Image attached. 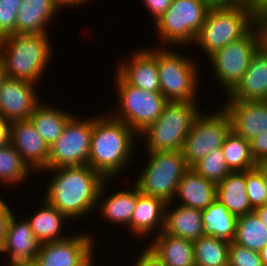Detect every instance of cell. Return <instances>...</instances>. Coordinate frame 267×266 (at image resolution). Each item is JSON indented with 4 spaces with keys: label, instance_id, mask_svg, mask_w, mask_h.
Here are the masks:
<instances>
[{
    "label": "cell",
    "instance_id": "1f68e13d",
    "mask_svg": "<svg viewBox=\"0 0 267 266\" xmlns=\"http://www.w3.org/2000/svg\"><path fill=\"white\" fill-rule=\"evenodd\" d=\"M230 243L227 240L206 235L193 241L195 266H228Z\"/></svg>",
    "mask_w": 267,
    "mask_h": 266
},
{
    "label": "cell",
    "instance_id": "681fc988",
    "mask_svg": "<svg viewBox=\"0 0 267 266\" xmlns=\"http://www.w3.org/2000/svg\"><path fill=\"white\" fill-rule=\"evenodd\" d=\"M263 266H267V246L260 251Z\"/></svg>",
    "mask_w": 267,
    "mask_h": 266
},
{
    "label": "cell",
    "instance_id": "8fae6325",
    "mask_svg": "<svg viewBox=\"0 0 267 266\" xmlns=\"http://www.w3.org/2000/svg\"><path fill=\"white\" fill-rule=\"evenodd\" d=\"M213 111L204 115L205 110H202L195 117L186 136L181 152L189 167L214 149L222 147L232 131L231 120L224 108L219 106L216 112Z\"/></svg>",
    "mask_w": 267,
    "mask_h": 266
},
{
    "label": "cell",
    "instance_id": "7bdbcfd3",
    "mask_svg": "<svg viewBox=\"0 0 267 266\" xmlns=\"http://www.w3.org/2000/svg\"><path fill=\"white\" fill-rule=\"evenodd\" d=\"M10 125L9 121L0 117V147L10 143Z\"/></svg>",
    "mask_w": 267,
    "mask_h": 266
},
{
    "label": "cell",
    "instance_id": "4fadbf2b",
    "mask_svg": "<svg viewBox=\"0 0 267 266\" xmlns=\"http://www.w3.org/2000/svg\"><path fill=\"white\" fill-rule=\"evenodd\" d=\"M94 236L86 231L69 235L63 240L40 244L34 258L37 266H81L93 253Z\"/></svg>",
    "mask_w": 267,
    "mask_h": 266
},
{
    "label": "cell",
    "instance_id": "d6a6232c",
    "mask_svg": "<svg viewBox=\"0 0 267 266\" xmlns=\"http://www.w3.org/2000/svg\"><path fill=\"white\" fill-rule=\"evenodd\" d=\"M221 149L231 172H243L257 167V163L251 156L250 141L236 135L233 131L226 137Z\"/></svg>",
    "mask_w": 267,
    "mask_h": 266
},
{
    "label": "cell",
    "instance_id": "ba28073f",
    "mask_svg": "<svg viewBox=\"0 0 267 266\" xmlns=\"http://www.w3.org/2000/svg\"><path fill=\"white\" fill-rule=\"evenodd\" d=\"M211 7L205 0H173L166 12L153 23L161 40L159 45L177 48L193 45Z\"/></svg>",
    "mask_w": 267,
    "mask_h": 266
},
{
    "label": "cell",
    "instance_id": "d590c367",
    "mask_svg": "<svg viewBox=\"0 0 267 266\" xmlns=\"http://www.w3.org/2000/svg\"><path fill=\"white\" fill-rule=\"evenodd\" d=\"M21 2L22 0H0V39L16 33Z\"/></svg>",
    "mask_w": 267,
    "mask_h": 266
},
{
    "label": "cell",
    "instance_id": "f907efd6",
    "mask_svg": "<svg viewBox=\"0 0 267 266\" xmlns=\"http://www.w3.org/2000/svg\"><path fill=\"white\" fill-rule=\"evenodd\" d=\"M5 78H6V74L4 71V66H3L2 60L0 59V88Z\"/></svg>",
    "mask_w": 267,
    "mask_h": 266
},
{
    "label": "cell",
    "instance_id": "52a82bcc",
    "mask_svg": "<svg viewBox=\"0 0 267 266\" xmlns=\"http://www.w3.org/2000/svg\"><path fill=\"white\" fill-rule=\"evenodd\" d=\"M168 47H157L160 92L168 102H196L200 87V69H197L199 63H195L194 57L180 54L171 46Z\"/></svg>",
    "mask_w": 267,
    "mask_h": 266
},
{
    "label": "cell",
    "instance_id": "277c9868",
    "mask_svg": "<svg viewBox=\"0 0 267 266\" xmlns=\"http://www.w3.org/2000/svg\"><path fill=\"white\" fill-rule=\"evenodd\" d=\"M256 14L242 3L234 6H212L193 44L210 57L230 42L244 37L255 26Z\"/></svg>",
    "mask_w": 267,
    "mask_h": 266
},
{
    "label": "cell",
    "instance_id": "9a60e30c",
    "mask_svg": "<svg viewBox=\"0 0 267 266\" xmlns=\"http://www.w3.org/2000/svg\"><path fill=\"white\" fill-rule=\"evenodd\" d=\"M127 61L118 62L120 64L115 69L116 73L127 84L146 91L160 92L157 46L156 48L140 47L138 51L130 53Z\"/></svg>",
    "mask_w": 267,
    "mask_h": 266
},
{
    "label": "cell",
    "instance_id": "30bf717a",
    "mask_svg": "<svg viewBox=\"0 0 267 266\" xmlns=\"http://www.w3.org/2000/svg\"><path fill=\"white\" fill-rule=\"evenodd\" d=\"M259 48V32L254 26L244 37L230 42L209 57L214 79L223 88L224 96H228L240 83Z\"/></svg>",
    "mask_w": 267,
    "mask_h": 266
},
{
    "label": "cell",
    "instance_id": "d6986e66",
    "mask_svg": "<svg viewBox=\"0 0 267 266\" xmlns=\"http://www.w3.org/2000/svg\"><path fill=\"white\" fill-rule=\"evenodd\" d=\"M166 203L159 198L147 196L140 193L137 187V202L133 212L129 233L138 238H148L158 235L165 225ZM153 231V232H152Z\"/></svg>",
    "mask_w": 267,
    "mask_h": 266
},
{
    "label": "cell",
    "instance_id": "ac0fdd59",
    "mask_svg": "<svg viewBox=\"0 0 267 266\" xmlns=\"http://www.w3.org/2000/svg\"><path fill=\"white\" fill-rule=\"evenodd\" d=\"M40 248L28 220L17 219L14 212L9 217L0 253L7 254L8 261H34Z\"/></svg>",
    "mask_w": 267,
    "mask_h": 266
},
{
    "label": "cell",
    "instance_id": "7402d4cb",
    "mask_svg": "<svg viewBox=\"0 0 267 266\" xmlns=\"http://www.w3.org/2000/svg\"><path fill=\"white\" fill-rule=\"evenodd\" d=\"M267 97V52L261 47L251 59L240 83L225 101H264Z\"/></svg>",
    "mask_w": 267,
    "mask_h": 266
},
{
    "label": "cell",
    "instance_id": "b9f144b4",
    "mask_svg": "<svg viewBox=\"0 0 267 266\" xmlns=\"http://www.w3.org/2000/svg\"><path fill=\"white\" fill-rule=\"evenodd\" d=\"M138 257L133 266H162L146 249Z\"/></svg>",
    "mask_w": 267,
    "mask_h": 266
},
{
    "label": "cell",
    "instance_id": "cb8c5ba5",
    "mask_svg": "<svg viewBox=\"0 0 267 266\" xmlns=\"http://www.w3.org/2000/svg\"><path fill=\"white\" fill-rule=\"evenodd\" d=\"M168 203L165 208V225L163 231L166 234L178 236L191 241L204 236L202 222V210L185 207L177 203L175 208Z\"/></svg>",
    "mask_w": 267,
    "mask_h": 266
},
{
    "label": "cell",
    "instance_id": "484cf974",
    "mask_svg": "<svg viewBox=\"0 0 267 266\" xmlns=\"http://www.w3.org/2000/svg\"><path fill=\"white\" fill-rule=\"evenodd\" d=\"M216 195V200L236 217L254 211L247 195L246 171L229 173L216 185Z\"/></svg>",
    "mask_w": 267,
    "mask_h": 266
},
{
    "label": "cell",
    "instance_id": "3957f363",
    "mask_svg": "<svg viewBox=\"0 0 267 266\" xmlns=\"http://www.w3.org/2000/svg\"><path fill=\"white\" fill-rule=\"evenodd\" d=\"M49 38L48 34L17 33L1 38L0 59L6 77L35 84L40 82L54 55Z\"/></svg>",
    "mask_w": 267,
    "mask_h": 266
},
{
    "label": "cell",
    "instance_id": "7a4b0ae2",
    "mask_svg": "<svg viewBox=\"0 0 267 266\" xmlns=\"http://www.w3.org/2000/svg\"><path fill=\"white\" fill-rule=\"evenodd\" d=\"M92 117L93 133L87 165L105 180H116L115 176H120L133 160L139 136L110 114L103 112V115Z\"/></svg>",
    "mask_w": 267,
    "mask_h": 266
},
{
    "label": "cell",
    "instance_id": "f546056e",
    "mask_svg": "<svg viewBox=\"0 0 267 266\" xmlns=\"http://www.w3.org/2000/svg\"><path fill=\"white\" fill-rule=\"evenodd\" d=\"M233 242L257 252L267 246V226L255 211L237 217Z\"/></svg>",
    "mask_w": 267,
    "mask_h": 266
},
{
    "label": "cell",
    "instance_id": "60d3db41",
    "mask_svg": "<svg viewBox=\"0 0 267 266\" xmlns=\"http://www.w3.org/2000/svg\"><path fill=\"white\" fill-rule=\"evenodd\" d=\"M12 212L8 202H5L4 198L0 197V248L3 244L7 223Z\"/></svg>",
    "mask_w": 267,
    "mask_h": 266
},
{
    "label": "cell",
    "instance_id": "74e56055",
    "mask_svg": "<svg viewBox=\"0 0 267 266\" xmlns=\"http://www.w3.org/2000/svg\"><path fill=\"white\" fill-rule=\"evenodd\" d=\"M250 152L257 164L264 163L267 159V132H263L250 141Z\"/></svg>",
    "mask_w": 267,
    "mask_h": 266
},
{
    "label": "cell",
    "instance_id": "7c38bea8",
    "mask_svg": "<svg viewBox=\"0 0 267 266\" xmlns=\"http://www.w3.org/2000/svg\"><path fill=\"white\" fill-rule=\"evenodd\" d=\"M79 117L75 114L67 122L61 136L49 148V160L45 169L87 165L93 118Z\"/></svg>",
    "mask_w": 267,
    "mask_h": 266
},
{
    "label": "cell",
    "instance_id": "2e32d148",
    "mask_svg": "<svg viewBox=\"0 0 267 266\" xmlns=\"http://www.w3.org/2000/svg\"><path fill=\"white\" fill-rule=\"evenodd\" d=\"M10 144L36 173L47 167L49 147L30 120L11 122Z\"/></svg>",
    "mask_w": 267,
    "mask_h": 266
},
{
    "label": "cell",
    "instance_id": "f5cc1de1",
    "mask_svg": "<svg viewBox=\"0 0 267 266\" xmlns=\"http://www.w3.org/2000/svg\"><path fill=\"white\" fill-rule=\"evenodd\" d=\"M93 256H95V255L92 254L81 266H96V263L93 259L94 258ZM94 263H95V265H94Z\"/></svg>",
    "mask_w": 267,
    "mask_h": 266
},
{
    "label": "cell",
    "instance_id": "e0dca14e",
    "mask_svg": "<svg viewBox=\"0 0 267 266\" xmlns=\"http://www.w3.org/2000/svg\"><path fill=\"white\" fill-rule=\"evenodd\" d=\"M222 105L236 135L251 141L267 132V104L264 101H225Z\"/></svg>",
    "mask_w": 267,
    "mask_h": 266
},
{
    "label": "cell",
    "instance_id": "603a6c76",
    "mask_svg": "<svg viewBox=\"0 0 267 266\" xmlns=\"http://www.w3.org/2000/svg\"><path fill=\"white\" fill-rule=\"evenodd\" d=\"M60 12L53 0H22L18 9L17 34H47ZM51 22V24H49Z\"/></svg>",
    "mask_w": 267,
    "mask_h": 266
},
{
    "label": "cell",
    "instance_id": "7dc6e473",
    "mask_svg": "<svg viewBox=\"0 0 267 266\" xmlns=\"http://www.w3.org/2000/svg\"><path fill=\"white\" fill-rule=\"evenodd\" d=\"M254 211L260 217L261 221L267 226V205L258 207Z\"/></svg>",
    "mask_w": 267,
    "mask_h": 266
},
{
    "label": "cell",
    "instance_id": "ffe728a7",
    "mask_svg": "<svg viewBox=\"0 0 267 266\" xmlns=\"http://www.w3.org/2000/svg\"><path fill=\"white\" fill-rule=\"evenodd\" d=\"M109 181L105 180L102 183L98 194L96 211L99 209V213L105 221H109L114 225L120 224L122 226L123 224V226L125 225L124 227H128L136 207L137 186L133 183L132 188L116 190L112 194L110 192L107 196Z\"/></svg>",
    "mask_w": 267,
    "mask_h": 266
},
{
    "label": "cell",
    "instance_id": "816d5d0a",
    "mask_svg": "<svg viewBox=\"0 0 267 266\" xmlns=\"http://www.w3.org/2000/svg\"><path fill=\"white\" fill-rule=\"evenodd\" d=\"M263 180L266 188V205H267V167L263 164Z\"/></svg>",
    "mask_w": 267,
    "mask_h": 266
},
{
    "label": "cell",
    "instance_id": "4316f807",
    "mask_svg": "<svg viewBox=\"0 0 267 266\" xmlns=\"http://www.w3.org/2000/svg\"><path fill=\"white\" fill-rule=\"evenodd\" d=\"M41 204L33 216H26L37 241L43 244L67 238L69 235L63 234L62 229L70 220L49 202L42 199Z\"/></svg>",
    "mask_w": 267,
    "mask_h": 266
},
{
    "label": "cell",
    "instance_id": "8992f818",
    "mask_svg": "<svg viewBox=\"0 0 267 266\" xmlns=\"http://www.w3.org/2000/svg\"><path fill=\"white\" fill-rule=\"evenodd\" d=\"M147 165L134 184L140 193L174 203L177 187L190 169L181 151H147Z\"/></svg>",
    "mask_w": 267,
    "mask_h": 266
},
{
    "label": "cell",
    "instance_id": "f6af8a7d",
    "mask_svg": "<svg viewBox=\"0 0 267 266\" xmlns=\"http://www.w3.org/2000/svg\"><path fill=\"white\" fill-rule=\"evenodd\" d=\"M55 5L58 7V9L60 10L61 8H66L70 6V8L72 7H78V5L80 6L81 4H86V2L89 3V0H53ZM91 1V0H90Z\"/></svg>",
    "mask_w": 267,
    "mask_h": 266
},
{
    "label": "cell",
    "instance_id": "83f0119b",
    "mask_svg": "<svg viewBox=\"0 0 267 266\" xmlns=\"http://www.w3.org/2000/svg\"><path fill=\"white\" fill-rule=\"evenodd\" d=\"M73 116L74 113L72 114L62 108H56L41 101L35 107L29 120L50 148L61 136L65 125Z\"/></svg>",
    "mask_w": 267,
    "mask_h": 266
},
{
    "label": "cell",
    "instance_id": "c3c4849f",
    "mask_svg": "<svg viewBox=\"0 0 267 266\" xmlns=\"http://www.w3.org/2000/svg\"><path fill=\"white\" fill-rule=\"evenodd\" d=\"M6 264V266H37L35 261H15L10 263L6 261Z\"/></svg>",
    "mask_w": 267,
    "mask_h": 266
},
{
    "label": "cell",
    "instance_id": "f1b7e54d",
    "mask_svg": "<svg viewBox=\"0 0 267 266\" xmlns=\"http://www.w3.org/2000/svg\"><path fill=\"white\" fill-rule=\"evenodd\" d=\"M204 234L233 242L236 235L237 217L218 200L202 211Z\"/></svg>",
    "mask_w": 267,
    "mask_h": 266
},
{
    "label": "cell",
    "instance_id": "8d00e7d4",
    "mask_svg": "<svg viewBox=\"0 0 267 266\" xmlns=\"http://www.w3.org/2000/svg\"><path fill=\"white\" fill-rule=\"evenodd\" d=\"M228 266H263L260 252L230 243L228 251Z\"/></svg>",
    "mask_w": 267,
    "mask_h": 266
},
{
    "label": "cell",
    "instance_id": "bcb514c9",
    "mask_svg": "<svg viewBox=\"0 0 267 266\" xmlns=\"http://www.w3.org/2000/svg\"><path fill=\"white\" fill-rule=\"evenodd\" d=\"M211 6H234L246 3V0H205Z\"/></svg>",
    "mask_w": 267,
    "mask_h": 266
},
{
    "label": "cell",
    "instance_id": "9c48e42d",
    "mask_svg": "<svg viewBox=\"0 0 267 266\" xmlns=\"http://www.w3.org/2000/svg\"><path fill=\"white\" fill-rule=\"evenodd\" d=\"M114 80L119 110H112L109 114L139 135L159 118L168 101L161 92L146 91L127 84L116 72Z\"/></svg>",
    "mask_w": 267,
    "mask_h": 266
},
{
    "label": "cell",
    "instance_id": "44dd1931",
    "mask_svg": "<svg viewBox=\"0 0 267 266\" xmlns=\"http://www.w3.org/2000/svg\"><path fill=\"white\" fill-rule=\"evenodd\" d=\"M145 249L162 266H195L193 241L166 234L163 230Z\"/></svg>",
    "mask_w": 267,
    "mask_h": 266
},
{
    "label": "cell",
    "instance_id": "d4e9b609",
    "mask_svg": "<svg viewBox=\"0 0 267 266\" xmlns=\"http://www.w3.org/2000/svg\"><path fill=\"white\" fill-rule=\"evenodd\" d=\"M216 196V184L190 168L180 180L175 198L182 206L203 211L217 199Z\"/></svg>",
    "mask_w": 267,
    "mask_h": 266
},
{
    "label": "cell",
    "instance_id": "6da1fadb",
    "mask_svg": "<svg viewBox=\"0 0 267 266\" xmlns=\"http://www.w3.org/2000/svg\"><path fill=\"white\" fill-rule=\"evenodd\" d=\"M42 171L53 173L44 190L43 200L56 207L70 222L84 218L96 210L99 190L105 181L97 171L88 165L44 169L39 172Z\"/></svg>",
    "mask_w": 267,
    "mask_h": 266
},
{
    "label": "cell",
    "instance_id": "ee69618b",
    "mask_svg": "<svg viewBox=\"0 0 267 266\" xmlns=\"http://www.w3.org/2000/svg\"><path fill=\"white\" fill-rule=\"evenodd\" d=\"M246 3L256 15L267 10V0H246Z\"/></svg>",
    "mask_w": 267,
    "mask_h": 266
},
{
    "label": "cell",
    "instance_id": "db71d44e",
    "mask_svg": "<svg viewBox=\"0 0 267 266\" xmlns=\"http://www.w3.org/2000/svg\"><path fill=\"white\" fill-rule=\"evenodd\" d=\"M267 167V159L263 163Z\"/></svg>",
    "mask_w": 267,
    "mask_h": 266
},
{
    "label": "cell",
    "instance_id": "e575fe53",
    "mask_svg": "<svg viewBox=\"0 0 267 266\" xmlns=\"http://www.w3.org/2000/svg\"><path fill=\"white\" fill-rule=\"evenodd\" d=\"M246 187L249 202L254 210L266 205L263 163H259L256 168L246 171Z\"/></svg>",
    "mask_w": 267,
    "mask_h": 266
},
{
    "label": "cell",
    "instance_id": "4dcf8cb0",
    "mask_svg": "<svg viewBox=\"0 0 267 266\" xmlns=\"http://www.w3.org/2000/svg\"><path fill=\"white\" fill-rule=\"evenodd\" d=\"M32 172L34 171L10 143L0 147V185L1 183L10 187L15 184L21 185Z\"/></svg>",
    "mask_w": 267,
    "mask_h": 266
},
{
    "label": "cell",
    "instance_id": "5b68a950",
    "mask_svg": "<svg viewBox=\"0 0 267 266\" xmlns=\"http://www.w3.org/2000/svg\"><path fill=\"white\" fill-rule=\"evenodd\" d=\"M197 102H168L159 118L138 136L147 151H181L195 117L201 112Z\"/></svg>",
    "mask_w": 267,
    "mask_h": 266
},
{
    "label": "cell",
    "instance_id": "5bb4252c",
    "mask_svg": "<svg viewBox=\"0 0 267 266\" xmlns=\"http://www.w3.org/2000/svg\"><path fill=\"white\" fill-rule=\"evenodd\" d=\"M35 86L39 85L6 77L0 88V117L10 123L29 120L35 107L42 101Z\"/></svg>",
    "mask_w": 267,
    "mask_h": 266
},
{
    "label": "cell",
    "instance_id": "f35d334b",
    "mask_svg": "<svg viewBox=\"0 0 267 266\" xmlns=\"http://www.w3.org/2000/svg\"><path fill=\"white\" fill-rule=\"evenodd\" d=\"M144 2L145 8H147L152 17L153 21H157L168 9L173 0H141Z\"/></svg>",
    "mask_w": 267,
    "mask_h": 266
},
{
    "label": "cell",
    "instance_id": "ab89813d",
    "mask_svg": "<svg viewBox=\"0 0 267 266\" xmlns=\"http://www.w3.org/2000/svg\"><path fill=\"white\" fill-rule=\"evenodd\" d=\"M255 26L260 37V47L267 52V10L256 15Z\"/></svg>",
    "mask_w": 267,
    "mask_h": 266
},
{
    "label": "cell",
    "instance_id": "836d02e7",
    "mask_svg": "<svg viewBox=\"0 0 267 266\" xmlns=\"http://www.w3.org/2000/svg\"><path fill=\"white\" fill-rule=\"evenodd\" d=\"M190 168L195 173L216 185L231 173L226 164L221 147L214 149L207 156L194 163Z\"/></svg>",
    "mask_w": 267,
    "mask_h": 266
}]
</instances>
